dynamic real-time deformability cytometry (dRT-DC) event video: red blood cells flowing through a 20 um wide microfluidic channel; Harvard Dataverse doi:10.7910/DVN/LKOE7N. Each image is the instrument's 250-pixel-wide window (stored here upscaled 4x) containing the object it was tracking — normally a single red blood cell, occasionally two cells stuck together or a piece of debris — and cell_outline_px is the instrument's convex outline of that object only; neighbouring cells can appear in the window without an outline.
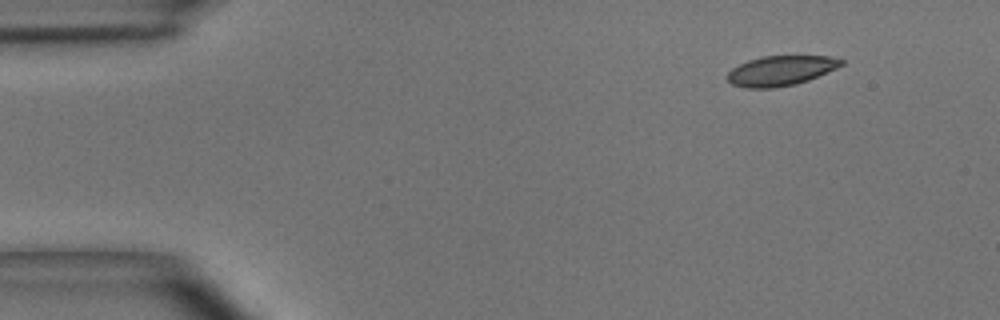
{"species": "common noctule bat (a hibernating species)", "species_latin": "Nyctalus noctula", "temperature_condition": "room temperature", "stored_images_in_passage": 46, "camera_frame_rate_fps": 3000, "um_per_image_px": 0.085, "animal": {"sex": "male", "body_mass_g": 15.6}, "frame": {"image": 1, "passage_image": 1, "time_ms": 0.0, "image_size_px": [1000, 320], "cell_outline_px": [[844, 64], [836, 68], [808, 80], [796, 84], [772, 88], [748, 88], [732, 84], [728, 80], [728, 72], [732, 68], [748, 60], [764, 56], [828, 56], [844, 60]], "centroid_in_image_um": [66.36, 6.0], "position_along_channel_um": 18.6, "area_um2": 19.65}}
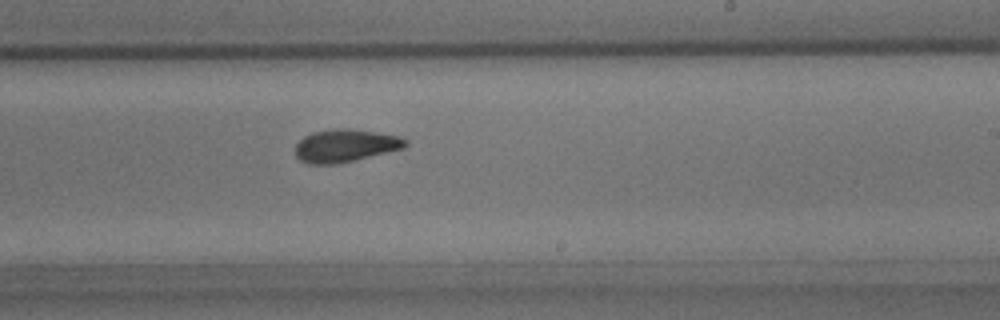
{"frame": {"image": 2, "passage_image": 26, "time_ms": 8.333, "image_size_px": [1000, 320], "cell_outline_px": [[408, 144], [404, 148], [336, 164], [308, 164], [300, 160], [296, 156], [296, 144], [304, 136], [312, 132], [336, 128], [348, 128], [376, 132], [400, 136], [408, 140]], "centroid_in_image_um": [29.35, 12.37], "position_along_channel_um": 259.6, "area_um2": 20.98}}
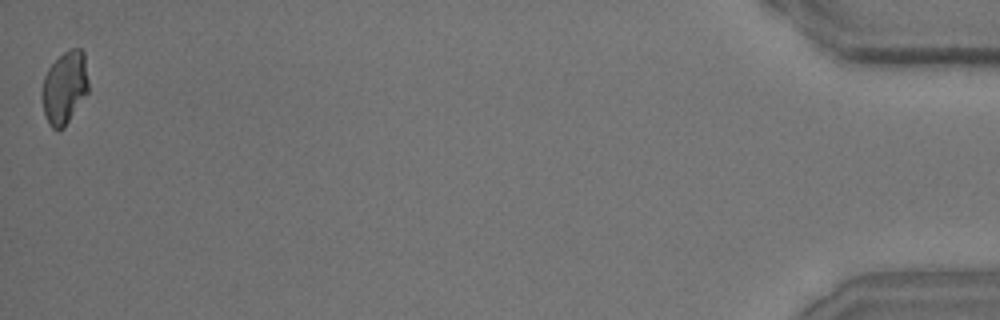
{"frame": {"image": 3, "passage_image": 46, "time_ms": 15.0, "image_size_px": [1000, 320], "cell_outline_px": [[88, 92], [64, 128], [52, 128], [48, 124], [44, 112], [40, 96], [40, 92], [44, 76], [48, 68], [64, 52], [72, 48], [80, 48], [84, 52], [88, 80]], "centroid_in_image_um": [5.47, 7.44], "position_along_channel_um": 429.7, "area_um2": 19.77}, "authors_computed_cell_mechanics": {"area_um2": 20.808, "velocity_mm_per_s": 3.9263, "shape_relaxation_time_tau1_ms": 3.9135, "shape_relaxation_time_tau2_ms": 2.6913, "deformation_change_tau1": 0.1173, "deformation_change_tau2": 0.0808}}